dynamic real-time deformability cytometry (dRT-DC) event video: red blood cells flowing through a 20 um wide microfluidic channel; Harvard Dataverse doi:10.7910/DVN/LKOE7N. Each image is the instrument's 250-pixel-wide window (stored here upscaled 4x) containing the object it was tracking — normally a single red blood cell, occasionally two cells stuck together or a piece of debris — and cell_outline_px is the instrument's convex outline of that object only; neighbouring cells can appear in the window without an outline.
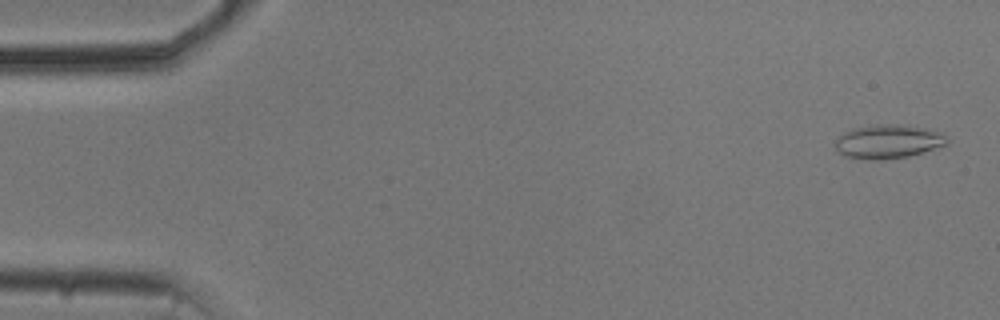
{"species": "common noctule bat (a hibernating species)", "species_latin": "Nyctalus noctula", "temperature_condition": "cold", "stored_images_in_passage": 54, "camera_frame_rate_fps": 3000, "um_per_image_px": 0.085, "animal": {"sex": "male", "body_mass_g": 20.5, "forearm_length_mm": 52.5}, "frame": {"image": 1, "passage_image": 2, "time_ms": 0.333, "image_size_px": [1000, 320], "cell_outline_px": [[948, 144], [908, 156], [880, 160], [868, 160], [844, 156], [836, 152], [836, 140], [844, 132], [852, 128], [876, 124], [896, 124], [928, 128], [940, 132], [948, 140]], "centroid_in_image_um": [75.46, 12.03], "position_along_channel_um": 9.5, "area_um2": 22.08}}
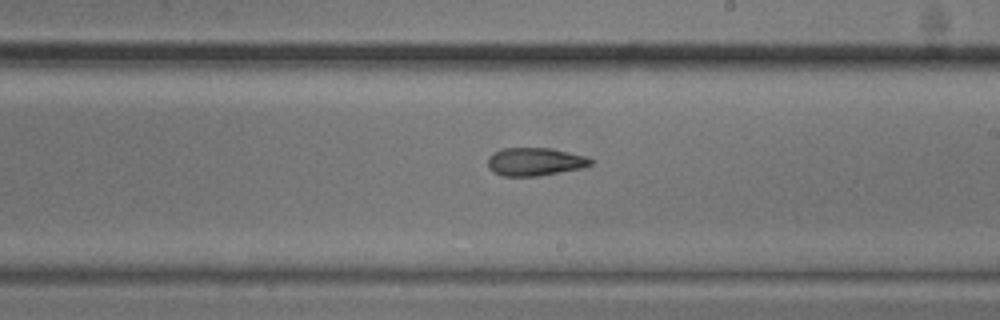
{"frame": {"image": 2, "passage_image": 31, "time_ms": 10.0, "image_size_px": [1000, 320], "cell_outline_px": [[592, 164], [580, 168], [536, 176], [504, 176], [492, 172], [488, 168], [488, 156], [492, 152], [504, 148], [552, 148], [584, 156], [592, 160]], "centroid_in_image_um": [45.4, 13.74], "position_along_channel_um": 243.6, "area_um2": 16.7}}
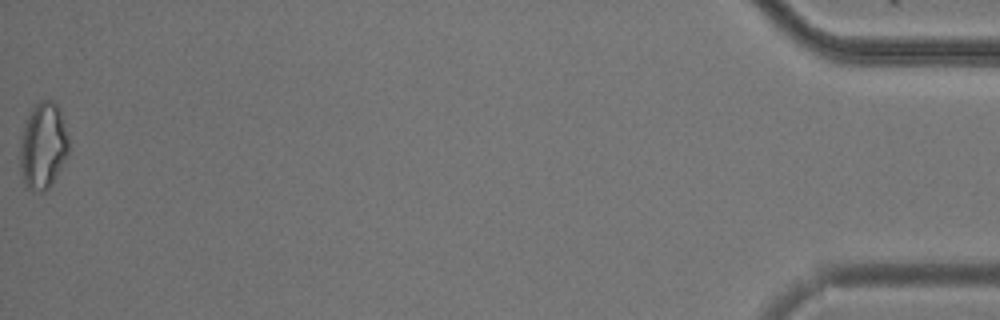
{"frame": {"image": 3, "passage_image": 54, "time_ms": 17.667, "image_size_px": [1000, 320], "cell_outline_px": [[68, 156], [48, 188], [44, 192], [32, 192], [24, 188], [20, 172], [20, 140], [24, 124], [32, 108], [40, 100], [52, 100], [56, 104], [60, 112], [68, 136]], "centroid_in_image_um": [3.63, 12.45], "position_along_channel_um": 431.6, "area_um2": 24.74}, "authors_computed_cell_mechanics": {"area_um2": 18.1781, "velocity_mm_per_s": 3.7387, "shape_relaxation_time_tau1_ms": 8.2372, "shape_relaxation_time_tau2_ms": 3.047, "deformation_change_tau1": 0.1777, "deformation_change_tau2": 0.0992}}